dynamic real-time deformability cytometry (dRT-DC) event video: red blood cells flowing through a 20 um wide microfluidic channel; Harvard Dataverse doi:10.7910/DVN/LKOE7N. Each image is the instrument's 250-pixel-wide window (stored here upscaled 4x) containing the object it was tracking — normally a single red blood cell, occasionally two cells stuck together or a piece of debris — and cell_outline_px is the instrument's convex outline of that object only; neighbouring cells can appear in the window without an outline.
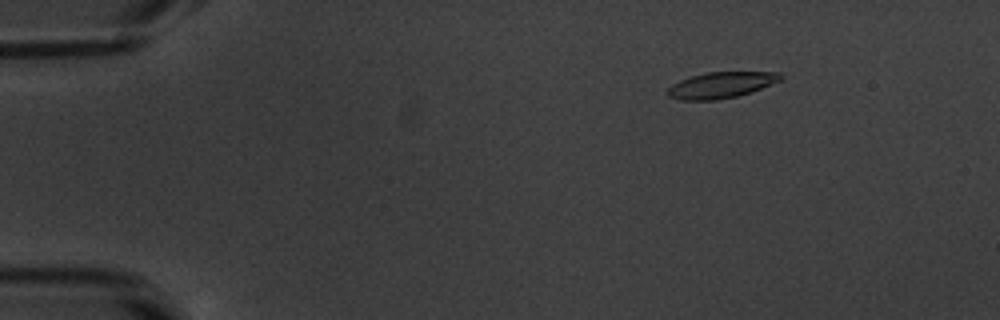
{"species": "common noctule bat (a hibernating species)", "species_latin": "Nyctalus noctula", "temperature_condition": "warm", "stored_images_in_passage": 51, "camera_frame_rate_fps": 3000, "um_per_image_px": 0.085, "animal": {"sex": "male", "body_mass_g": 20.1, "forearm_length_mm": 53.5}, "frame": {"image": 1, "passage_image": 5, "time_ms": 1.333, "image_size_px": [1000, 320], "cell_outline_px": [[784, 76], [780, 80], [760, 88], [736, 96], [716, 100], [680, 100], [668, 96], [664, 92], [672, 84], [680, 80], [692, 76], [708, 72], [780, 72]], "centroid_in_image_um": [61.24, 7.23], "position_along_channel_um": 23.8, "area_um2": 16.99}}
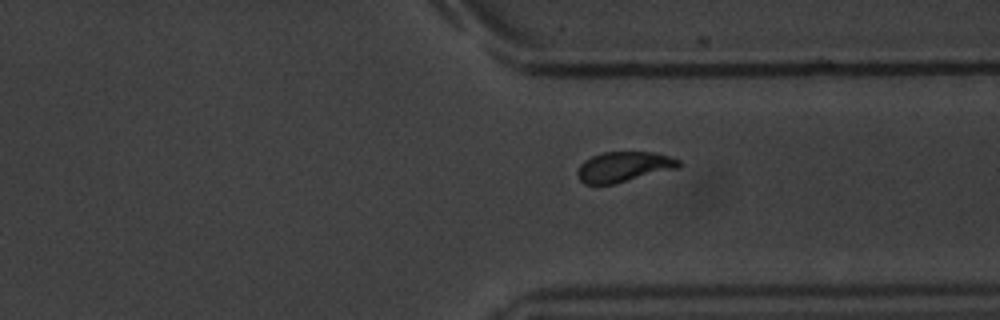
{"frame": {"image": 2, "passage_image": 38, "time_ms": 12.333, "image_size_px": [1000, 320], "cell_outline_px": [[684, 164], [680, 168], [612, 184], [584, 184], [580, 180], [576, 172], [580, 164], [584, 160], [592, 156], [604, 152], [652, 152], [668, 156], [680, 160]], "centroid_in_image_um": [53.04, 14.18], "position_along_channel_um": 358.4, "area_um2": 17.92}}
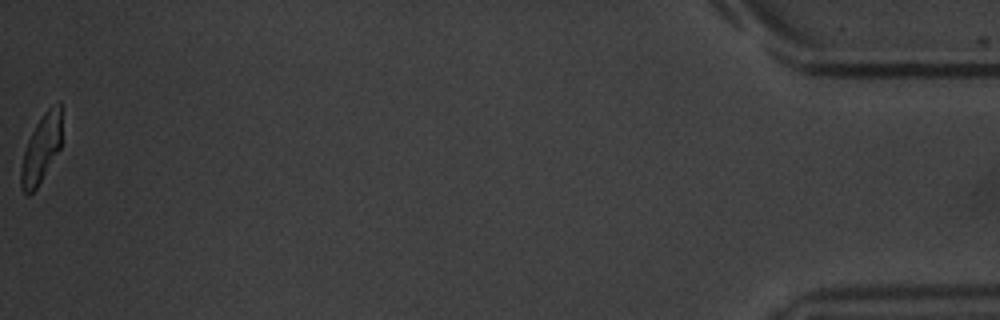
{"frame": {"image": 3, "passage_image": 51, "time_ms": 16.667, "image_size_px": [1000, 320], "cell_outline_px": [[60, 148], [36, 188], [28, 196], [20, 188], [20, 168], [24, 152], [28, 140], [36, 124], [44, 112], [48, 108], [60, 100]], "centroid_in_image_um": [3.47, 12.67], "position_along_channel_um": 431.7, "area_um2": 15.84}, "authors_computed_cell_mechanics": {"area_um2": 17.918, "velocity_mm_per_s": 3.8196, "shape_relaxation_time_tau1_ms": 4.1285, "shape_relaxation_time_tau2_ms": 3.2194, "deformation_change_tau1": 0.1943, "deformation_change_tau2": 0.0796}}